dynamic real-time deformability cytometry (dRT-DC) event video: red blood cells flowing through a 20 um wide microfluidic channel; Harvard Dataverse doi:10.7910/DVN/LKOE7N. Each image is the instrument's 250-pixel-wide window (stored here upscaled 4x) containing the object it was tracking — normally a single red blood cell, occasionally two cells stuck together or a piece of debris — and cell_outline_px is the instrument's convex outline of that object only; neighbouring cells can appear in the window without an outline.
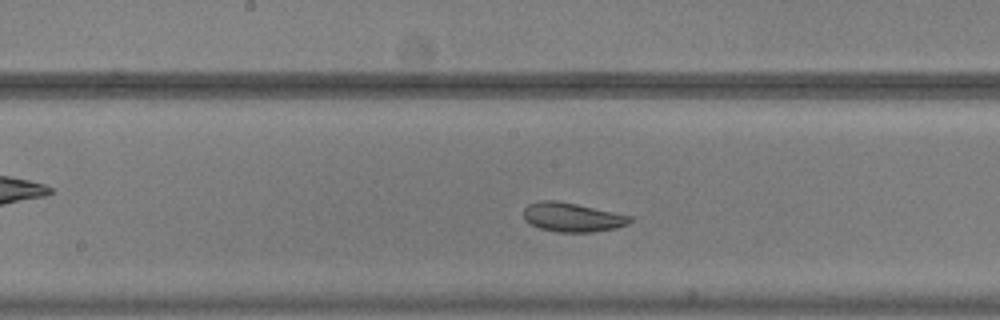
{"species": "common noctule bat (a hibernating species)", "species_latin": "Nyctalus noctula", "temperature_condition": "warm", "stored_images_in_passage": 23, "camera_frame_rate_fps": 3000, "um_per_image_px": 0.085, "animal": {"sex": "male", "body_mass_g": 20.5, "forearm_length_mm": 52.5}, "frame": {"image": 1, "passage_image": 18, "time_ms": 5.667, "image_size_px": [1000, 320], "cell_outline_px": [[632, 220], [628, 224], [616, 228], [596, 232], [568, 236], [564, 236], [540, 228], [524, 220], [524, 208], [528, 204], [540, 200], [556, 200], [576, 204], [632, 216]], "centroid_in_image_um": [48.63, 18.52], "position_along_channel_um": 199.6, "area_um2": 18.79}}